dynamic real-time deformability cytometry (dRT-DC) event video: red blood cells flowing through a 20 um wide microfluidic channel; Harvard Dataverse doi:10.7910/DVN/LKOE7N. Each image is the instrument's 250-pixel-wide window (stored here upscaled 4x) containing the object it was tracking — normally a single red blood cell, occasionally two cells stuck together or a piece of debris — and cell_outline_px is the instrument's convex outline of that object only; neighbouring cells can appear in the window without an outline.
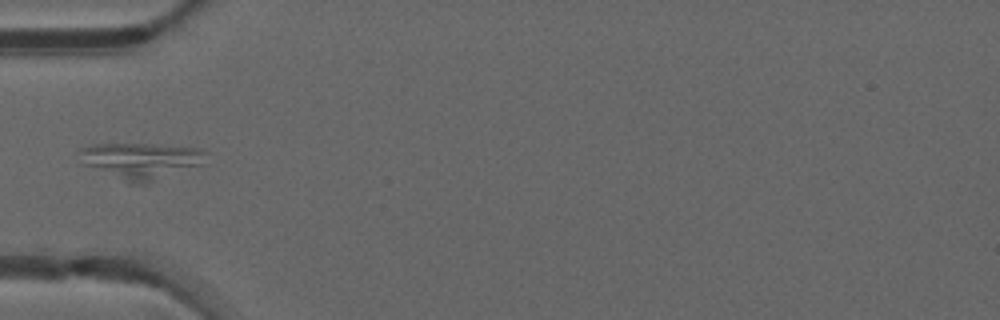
{"species": "common noctule bat (a hibernating species)", "species_latin": "Nyctalus noctula", "temperature_condition": "warm", "stored_images_in_passage": 7, "camera_frame_rate_fps": 3000, "um_per_image_px": 0.085, "animal": {"sex": "male", "forearm_length_mm": 52.5}, "frame": {"image": 1, "passage_image": 1, "time_ms": 0.0, "image_size_px": [1000, 320], "cell_outline_px": [[204, 164], [148, 184], [132, 184], [84, 164], [80, 152], [80, 148], [92, 144], [152, 144], [196, 148], [204, 152]], "centroid_in_image_um": [12.01, 13.67], "position_along_channel_um": 73.0, "area_um2": 26.41}}